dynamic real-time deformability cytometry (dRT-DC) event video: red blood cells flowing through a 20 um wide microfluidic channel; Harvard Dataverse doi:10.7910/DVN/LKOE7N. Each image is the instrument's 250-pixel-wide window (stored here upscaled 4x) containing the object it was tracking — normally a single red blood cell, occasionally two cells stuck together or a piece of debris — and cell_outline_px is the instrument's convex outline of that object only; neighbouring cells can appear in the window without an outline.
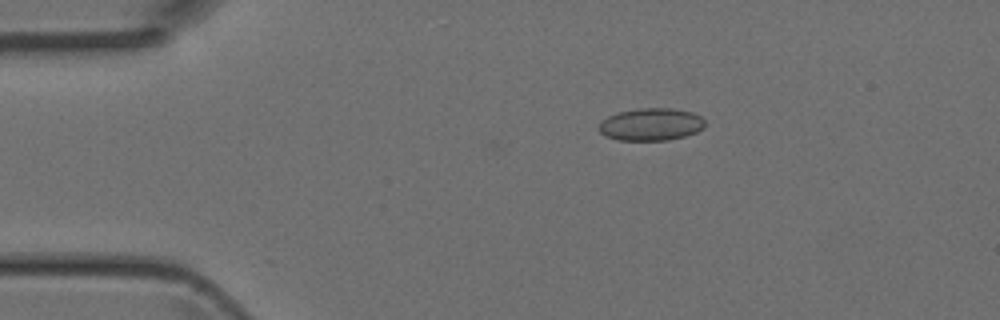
{"species": "Egyptian fruit bat (a non-hibernating species)", "species_latin": "Rousettus aegyptiacus", "temperature_condition": "room temperature", "stored_images_in_passage": 39, "camera_frame_rate_fps": 3000, "um_per_image_px": 0.085, "animal": {"sex": "female"}, "frame": {"image": 1, "passage_image": 1, "time_ms": 0.0, "image_size_px": [1000, 320], "cell_outline_px": [[704, 128], [696, 132], [684, 136], [668, 140], [616, 140], [604, 136], [596, 128], [608, 116], [616, 112], [636, 108], [672, 108], [692, 112], [700, 116], [704, 120]], "centroid_in_image_um": [55.3, 10.57], "position_along_channel_um": 29.7, "area_um2": 20.23}}
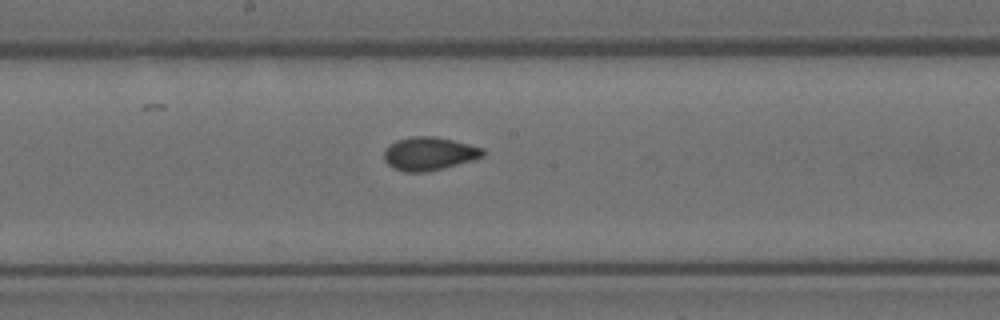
{"frame": {"image": 2, "passage_image": 17, "time_ms": 5.333, "image_size_px": [1000, 320], "cell_outline_px": [[484, 156], [472, 160], [444, 168], [424, 172], [404, 172], [392, 168], [384, 160], [384, 148], [388, 144], [396, 140], [412, 136], [436, 136], [484, 148]], "centroid_in_image_um": [36.43, 13.06], "position_along_channel_um": 211.8, "area_um2": 19.31}}
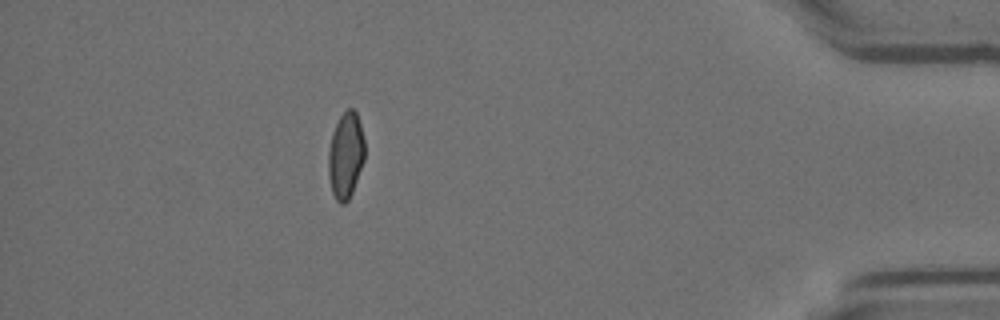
{"frame": {"image": 3, "passage_image": 34, "time_ms": 11.0, "image_size_px": [1000, 320], "cell_outline_px": [[364, 160], [352, 192], [348, 200], [344, 204], [340, 204], [336, 200], [332, 192], [328, 176], [328, 152], [332, 132], [340, 116], [348, 108], [352, 108], [356, 112], [360, 124], [364, 140]], "centroid_in_image_um": [29.37, 13.22], "position_along_channel_um": 405.8, "area_um2": 18.21}}